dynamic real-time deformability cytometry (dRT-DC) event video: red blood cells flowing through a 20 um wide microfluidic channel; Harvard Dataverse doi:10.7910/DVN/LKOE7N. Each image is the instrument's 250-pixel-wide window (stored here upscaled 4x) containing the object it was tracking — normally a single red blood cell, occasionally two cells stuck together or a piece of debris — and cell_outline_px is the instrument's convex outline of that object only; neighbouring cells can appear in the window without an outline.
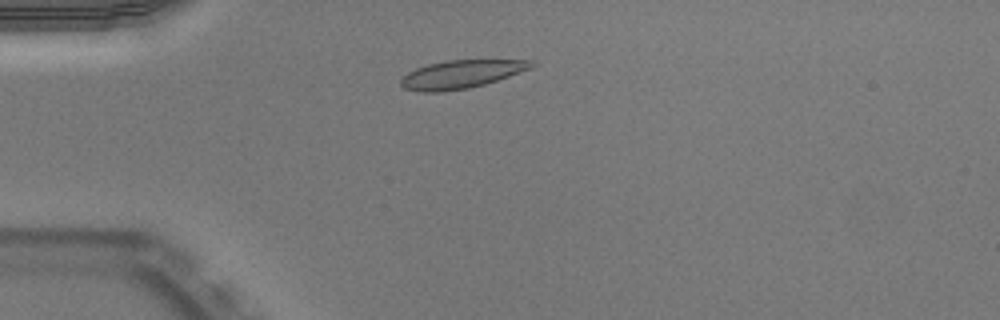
{"species": "Egyptian fruit bat (a non-hibernating species)", "species_latin": "Rousettus aegyptiacus", "temperature_condition": "warm", "stored_images_in_passage": 45, "camera_frame_rate_fps": 3000, "um_per_image_px": 0.085, "animal": {"sex": "male"}, "frame": {"image": 1, "passage_image": 7, "time_ms": 2.0, "image_size_px": [1000, 320], "cell_outline_px": [[536, 64], [532, 68], [484, 84], [468, 88], [440, 92], [420, 92], [404, 88], [400, 84], [400, 80], [408, 72], [416, 68], [428, 64], [448, 60], [532, 60]], "centroid_in_image_um": [39.18, 6.31], "position_along_channel_um": 45.8, "area_um2": 21.27}}
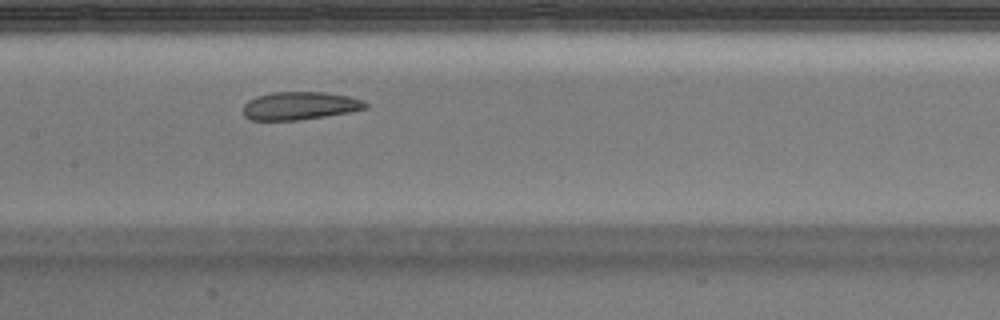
{"frame": {"image": 2, "passage_image": 19, "time_ms": 6.0, "image_size_px": [1000, 320], "cell_outline_px": [[368, 108], [348, 112], [324, 116], [296, 120], [252, 120], [244, 116], [244, 104], [248, 100], [256, 96], [272, 92], [324, 92], [348, 96], [364, 100], [368, 104]], "centroid_in_image_um": [25.48, 8.98], "position_along_channel_um": 181.9, "area_um2": 19.88}}
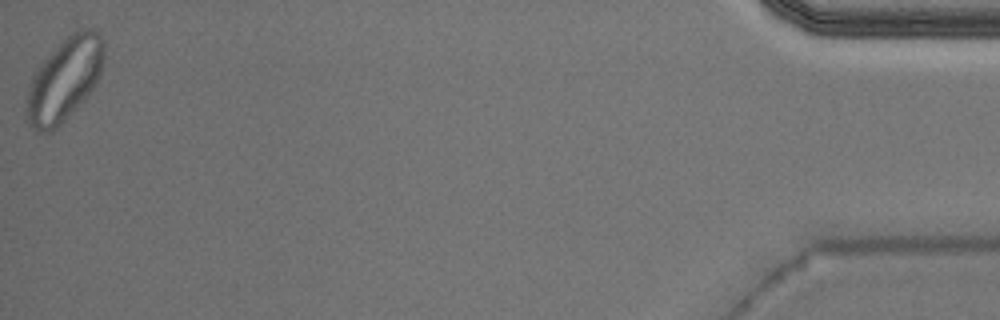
{"frame": {"image": 3, "passage_image": 45, "time_ms": 14.667, "image_size_px": [1000, 320], "cell_outline_px": [[104, 56], [100, 72], [92, 88], [84, 100], [52, 132], [36, 132], [32, 128], [28, 120], [24, 108], [28, 88], [32, 76], [52, 48], [72, 32], [96, 32], [104, 40]], "centroid_in_image_um": [5.42, 6.8], "position_along_channel_um": 429.8, "area_um2": 37.05}, "authors_computed_cell_mechanics": {"area_um2": 21.675, "velocity_mm_per_s": 3.9152, "shape_relaxation_time_tau1_ms": null, "shape_relaxation_time_tau2_ms": 1.8899, "deformation_change_tau1": null, "deformation_change_tau2": 0.0616}}